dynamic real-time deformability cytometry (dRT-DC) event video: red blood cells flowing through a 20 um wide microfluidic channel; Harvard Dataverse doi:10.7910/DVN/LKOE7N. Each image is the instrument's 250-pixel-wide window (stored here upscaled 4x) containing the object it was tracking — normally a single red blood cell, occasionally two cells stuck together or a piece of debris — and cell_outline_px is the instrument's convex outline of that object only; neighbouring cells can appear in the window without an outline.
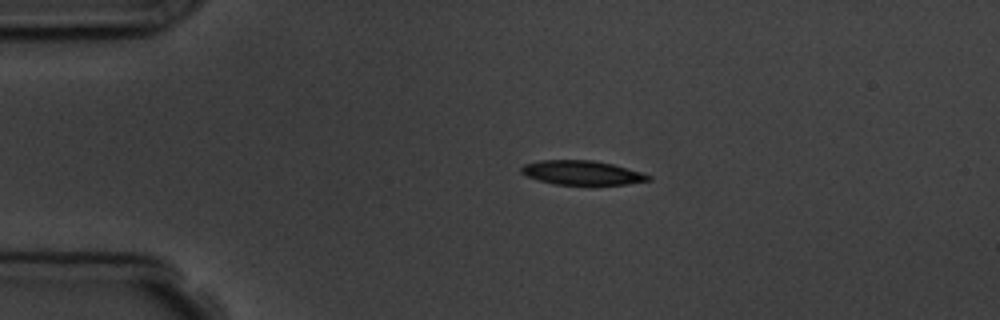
{"species": "common noctule bat (a hibernating species)", "species_latin": "Nyctalus noctula", "temperature_condition": "room temperature", "stored_images_in_passage": 6, "camera_frame_rate_fps": 3000, "um_per_image_px": 0.085, "animal": {"sex": "male", "body_mass_g": 19.5, "forearm_length_mm": 54.6}, "frame": {"image": 1, "passage_image": 2, "time_ms": 2.0, "image_size_px": [1000, 320], "cell_outline_px": [[652, 180], [628, 184], [556, 184], [540, 180], [528, 176], [520, 172], [520, 168], [524, 164], [540, 160], [592, 160], [612, 164], [640, 172], [652, 176]], "centroid_in_image_um": [49.47, 14.67], "position_along_channel_um": 35.5, "area_um2": 17.69}}
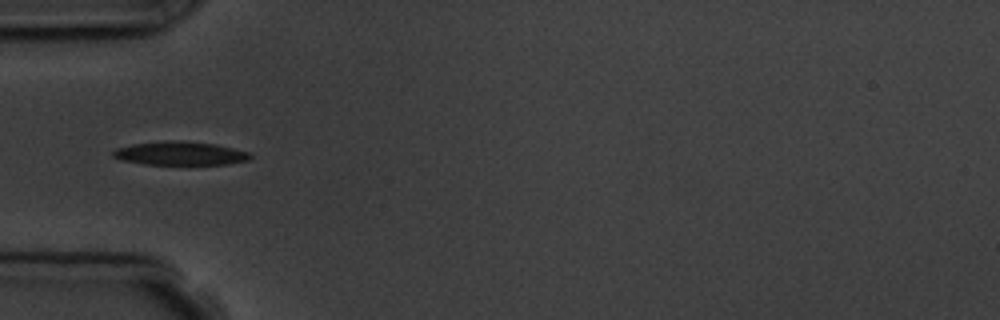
{"frame": {"image": 2, "passage_image": 4, "time_ms": 4.0, "image_size_px": [1000, 320], "cell_outline_px": [[252, 156], [248, 160], [228, 164], [144, 164], [120, 160], [112, 156], [112, 152], [116, 148], [132, 144], [160, 140], [180, 140], [216, 144], [248, 152]], "centroid_in_image_um": [15.26, 13.02], "position_along_channel_um": 69.7, "area_um2": 18.96}}